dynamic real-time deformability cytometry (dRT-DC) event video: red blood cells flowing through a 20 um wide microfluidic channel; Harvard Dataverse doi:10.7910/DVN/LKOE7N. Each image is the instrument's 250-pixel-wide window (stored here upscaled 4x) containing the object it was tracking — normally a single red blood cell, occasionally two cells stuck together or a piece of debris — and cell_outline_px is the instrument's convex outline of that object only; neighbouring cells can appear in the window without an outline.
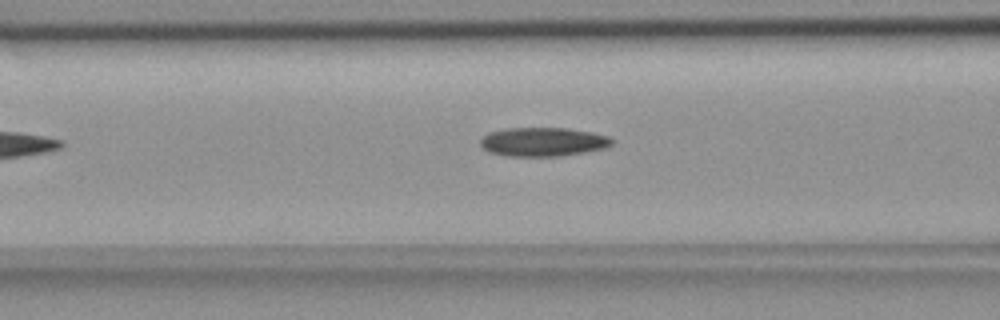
{"species": "common noctule bat (a hibernating species)", "species_latin": "Nyctalus noctula", "temperature_condition": "room temperature", "stored_images_in_passage": 36, "camera_frame_rate_fps": 3000, "um_per_image_px": 0.085, "animal": {"sex": "female", "body_mass_g": 18.4}, "frame": {"image": 1, "passage_image": 10, "time_ms": 3.0, "image_size_px": [1000, 320], "cell_outline_px": [[612, 144], [604, 148], [584, 152], [560, 156], [508, 156], [488, 152], [480, 144], [480, 140], [488, 132], [508, 128], [568, 128], [592, 132], [608, 136], [612, 140]], "centroid_in_image_um": [46.14, 12.05], "position_along_channel_um": 120.5, "area_um2": 22.08}}
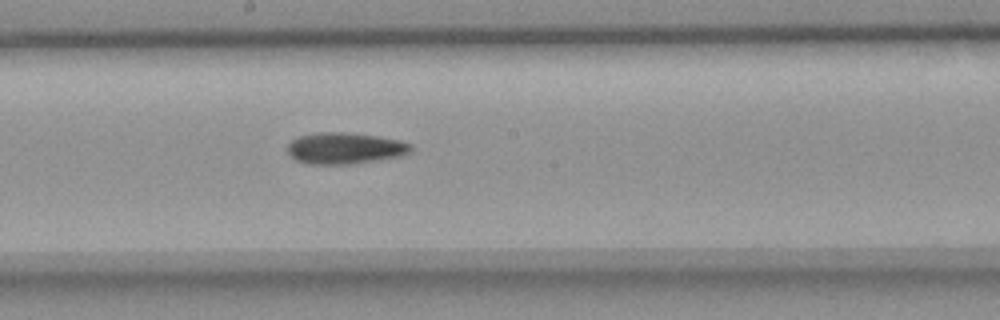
{"frame": {"image": 2, "passage_image": 18, "time_ms": 5.667, "image_size_px": [1000, 320], "cell_outline_px": [[412, 148], [408, 152], [400, 156], [356, 164], [308, 164], [296, 160], [288, 156], [288, 144], [292, 140], [300, 136], [320, 132], [344, 132], [380, 136], [400, 140], [412, 144]], "centroid_in_image_um": [29.31, 12.6], "position_along_channel_um": 218.9, "area_um2": 22.72}}
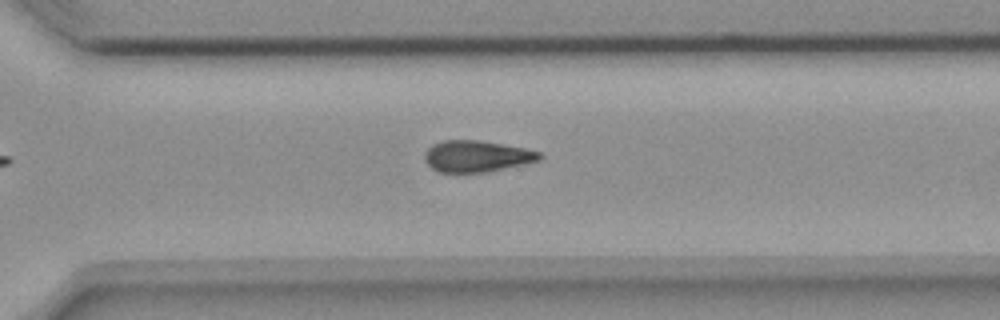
{"frame": {"image": 3, "passage_image": 27, "time_ms": 8.667, "image_size_px": [1000, 320], "cell_outline_px": [[544, 156], [540, 160], [524, 164], [484, 172], [440, 172], [432, 168], [428, 164], [424, 156], [428, 148], [432, 144], [444, 140], [480, 140], [524, 148], [540, 152]], "centroid_in_image_um": [40.53, 13.27], "position_along_channel_um": 330.1, "area_um2": 20.87}}